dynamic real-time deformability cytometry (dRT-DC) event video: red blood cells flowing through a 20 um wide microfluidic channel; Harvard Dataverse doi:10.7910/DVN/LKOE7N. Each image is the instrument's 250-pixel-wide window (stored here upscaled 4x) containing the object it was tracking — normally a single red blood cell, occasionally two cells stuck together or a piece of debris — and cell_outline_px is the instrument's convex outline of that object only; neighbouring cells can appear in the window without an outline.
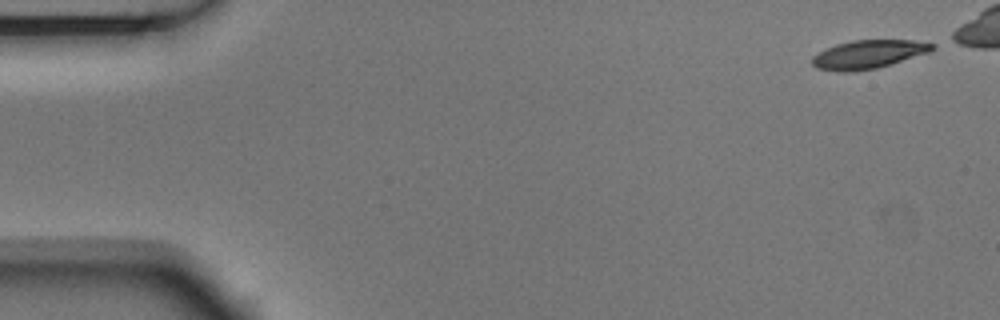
{"species": "Egyptian fruit bat (a non-hibernating species)", "species_latin": "Rousettus aegyptiacus", "temperature_condition": "room temperature", "stored_images_in_passage": 7, "camera_frame_rate_fps": 3000, "um_per_image_px": 0.085, "animal": {"sex": "male"}, "frame": {"image": 1, "passage_image": 1, "time_ms": 0.0, "image_size_px": [1000, 320], "cell_outline_px": [[936, 48], [928, 52], [892, 64], [876, 68], [852, 72], [840, 72], [816, 68], [812, 64], [812, 56], [836, 44], [852, 40], [912, 40], [936, 44]], "centroid_in_image_um": [73.81, 4.62], "position_along_channel_um": 11.2, "area_um2": 19.88}}
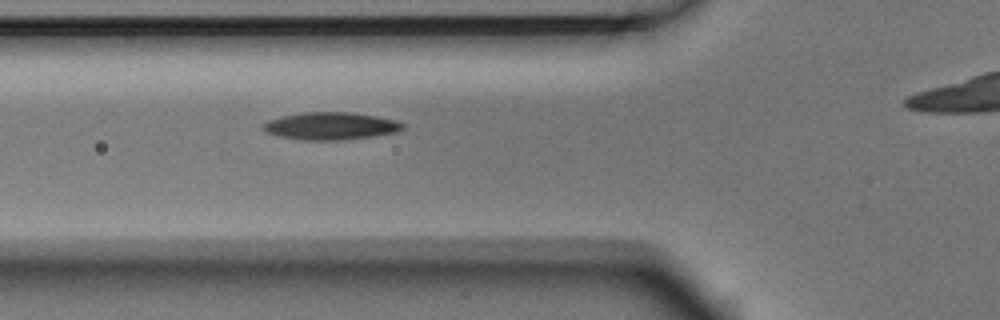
{"frame": {"image": 2, "passage_image": 6, "time_ms": 1.667, "image_size_px": [1000, 320], "cell_outline_px": [[404, 128], [396, 132], [368, 136], [336, 140], [304, 140], [276, 136], [260, 128], [260, 124], [268, 120], [284, 116], [308, 112], [348, 112], [376, 116], [396, 120], [404, 124]], "centroid_in_image_um": [28.05, 10.7], "position_along_channel_um": 97.7, "area_um2": 22.08}}